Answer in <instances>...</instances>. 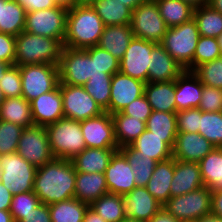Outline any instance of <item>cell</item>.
I'll use <instances>...</instances> for the list:
<instances>
[{"mask_svg": "<svg viewBox=\"0 0 222 222\" xmlns=\"http://www.w3.org/2000/svg\"><path fill=\"white\" fill-rule=\"evenodd\" d=\"M45 129L55 158L72 160L86 148L80 121L63 117Z\"/></svg>", "mask_w": 222, "mask_h": 222, "instance_id": "cell-5", "label": "cell"}, {"mask_svg": "<svg viewBox=\"0 0 222 222\" xmlns=\"http://www.w3.org/2000/svg\"><path fill=\"white\" fill-rule=\"evenodd\" d=\"M15 36L0 32V63L14 65Z\"/></svg>", "mask_w": 222, "mask_h": 222, "instance_id": "cell-51", "label": "cell"}, {"mask_svg": "<svg viewBox=\"0 0 222 222\" xmlns=\"http://www.w3.org/2000/svg\"><path fill=\"white\" fill-rule=\"evenodd\" d=\"M105 177L109 193L123 196L136 187L132 167L120 150H116L112 155Z\"/></svg>", "mask_w": 222, "mask_h": 222, "instance_id": "cell-18", "label": "cell"}, {"mask_svg": "<svg viewBox=\"0 0 222 222\" xmlns=\"http://www.w3.org/2000/svg\"><path fill=\"white\" fill-rule=\"evenodd\" d=\"M130 26L136 38L154 43H161L168 29L157 3L151 0L140 3L132 11Z\"/></svg>", "mask_w": 222, "mask_h": 222, "instance_id": "cell-10", "label": "cell"}, {"mask_svg": "<svg viewBox=\"0 0 222 222\" xmlns=\"http://www.w3.org/2000/svg\"><path fill=\"white\" fill-rule=\"evenodd\" d=\"M123 199L128 222H148L163 206L147 191L146 187H135L131 192L123 195Z\"/></svg>", "mask_w": 222, "mask_h": 222, "instance_id": "cell-17", "label": "cell"}, {"mask_svg": "<svg viewBox=\"0 0 222 222\" xmlns=\"http://www.w3.org/2000/svg\"><path fill=\"white\" fill-rule=\"evenodd\" d=\"M199 166L204 186L211 191L222 190V148H214Z\"/></svg>", "mask_w": 222, "mask_h": 222, "instance_id": "cell-37", "label": "cell"}, {"mask_svg": "<svg viewBox=\"0 0 222 222\" xmlns=\"http://www.w3.org/2000/svg\"><path fill=\"white\" fill-rule=\"evenodd\" d=\"M90 207L107 222H128L122 195L108 192L94 201Z\"/></svg>", "mask_w": 222, "mask_h": 222, "instance_id": "cell-36", "label": "cell"}, {"mask_svg": "<svg viewBox=\"0 0 222 222\" xmlns=\"http://www.w3.org/2000/svg\"><path fill=\"white\" fill-rule=\"evenodd\" d=\"M68 9L56 6L26 13L24 31L64 42Z\"/></svg>", "mask_w": 222, "mask_h": 222, "instance_id": "cell-11", "label": "cell"}, {"mask_svg": "<svg viewBox=\"0 0 222 222\" xmlns=\"http://www.w3.org/2000/svg\"><path fill=\"white\" fill-rule=\"evenodd\" d=\"M214 148V145L199 133L182 132L175 138L172 154L175 160L199 163Z\"/></svg>", "mask_w": 222, "mask_h": 222, "instance_id": "cell-19", "label": "cell"}, {"mask_svg": "<svg viewBox=\"0 0 222 222\" xmlns=\"http://www.w3.org/2000/svg\"><path fill=\"white\" fill-rule=\"evenodd\" d=\"M54 2L57 6L66 8L68 10L71 9L74 5H77L75 0H54Z\"/></svg>", "mask_w": 222, "mask_h": 222, "instance_id": "cell-59", "label": "cell"}, {"mask_svg": "<svg viewBox=\"0 0 222 222\" xmlns=\"http://www.w3.org/2000/svg\"><path fill=\"white\" fill-rule=\"evenodd\" d=\"M185 69L158 43L150 54L148 82L160 83L176 80Z\"/></svg>", "mask_w": 222, "mask_h": 222, "instance_id": "cell-21", "label": "cell"}, {"mask_svg": "<svg viewBox=\"0 0 222 222\" xmlns=\"http://www.w3.org/2000/svg\"><path fill=\"white\" fill-rule=\"evenodd\" d=\"M37 168L17 152L0 156V182L13 195L33 191Z\"/></svg>", "mask_w": 222, "mask_h": 222, "instance_id": "cell-7", "label": "cell"}, {"mask_svg": "<svg viewBox=\"0 0 222 222\" xmlns=\"http://www.w3.org/2000/svg\"><path fill=\"white\" fill-rule=\"evenodd\" d=\"M218 44L220 46L221 52H222V33L217 37Z\"/></svg>", "mask_w": 222, "mask_h": 222, "instance_id": "cell-67", "label": "cell"}, {"mask_svg": "<svg viewBox=\"0 0 222 222\" xmlns=\"http://www.w3.org/2000/svg\"><path fill=\"white\" fill-rule=\"evenodd\" d=\"M63 43L22 31L15 37L14 65L59 64Z\"/></svg>", "mask_w": 222, "mask_h": 222, "instance_id": "cell-4", "label": "cell"}, {"mask_svg": "<svg viewBox=\"0 0 222 222\" xmlns=\"http://www.w3.org/2000/svg\"><path fill=\"white\" fill-rule=\"evenodd\" d=\"M24 127L0 120V156L16 153Z\"/></svg>", "mask_w": 222, "mask_h": 222, "instance_id": "cell-45", "label": "cell"}, {"mask_svg": "<svg viewBox=\"0 0 222 222\" xmlns=\"http://www.w3.org/2000/svg\"><path fill=\"white\" fill-rule=\"evenodd\" d=\"M98 65L99 69L105 70V73L113 75L119 72V60L110 52L105 51L98 46Z\"/></svg>", "mask_w": 222, "mask_h": 222, "instance_id": "cell-52", "label": "cell"}, {"mask_svg": "<svg viewBox=\"0 0 222 222\" xmlns=\"http://www.w3.org/2000/svg\"><path fill=\"white\" fill-rule=\"evenodd\" d=\"M26 11L15 0L0 2V32L18 36L25 28Z\"/></svg>", "mask_w": 222, "mask_h": 222, "instance_id": "cell-32", "label": "cell"}, {"mask_svg": "<svg viewBox=\"0 0 222 222\" xmlns=\"http://www.w3.org/2000/svg\"><path fill=\"white\" fill-rule=\"evenodd\" d=\"M211 213L222 218V190L212 191Z\"/></svg>", "mask_w": 222, "mask_h": 222, "instance_id": "cell-55", "label": "cell"}, {"mask_svg": "<svg viewBox=\"0 0 222 222\" xmlns=\"http://www.w3.org/2000/svg\"><path fill=\"white\" fill-rule=\"evenodd\" d=\"M148 222H181L176 220L171 214L167 213L163 208L154 215Z\"/></svg>", "mask_w": 222, "mask_h": 222, "instance_id": "cell-57", "label": "cell"}, {"mask_svg": "<svg viewBox=\"0 0 222 222\" xmlns=\"http://www.w3.org/2000/svg\"><path fill=\"white\" fill-rule=\"evenodd\" d=\"M26 13L56 7L54 0H15Z\"/></svg>", "mask_w": 222, "mask_h": 222, "instance_id": "cell-54", "label": "cell"}, {"mask_svg": "<svg viewBox=\"0 0 222 222\" xmlns=\"http://www.w3.org/2000/svg\"><path fill=\"white\" fill-rule=\"evenodd\" d=\"M104 27L91 5H74L68 10L63 47L87 49L96 46Z\"/></svg>", "mask_w": 222, "mask_h": 222, "instance_id": "cell-2", "label": "cell"}, {"mask_svg": "<svg viewBox=\"0 0 222 222\" xmlns=\"http://www.w3.org/2000/svg\"><path fill=\"white\" fill-rule=\"evenodd\" d=\"M86 148L119 149L115 139L112 115H101L80 121Z\"/></svg>", "mask_w": 222, "mask_h": 222, "instance_id": "cell-15", "label": "cell"}, {"mask_svg": "<svg viewBox=\"0 0 222 222\" xmlns=\"http://www.w3.org/2000/svg\"><path fill=\"white\" fill-rule=\"evenodd\" d=\"M0 90L5 98L22 97L19 66L9 65L0 76Z\"/></svg>", "mask_w": 222, "mask_h": 222, "instance_id": "cell-47", "label": "cell"}, {"mask_svg": "<svg viewBox=\"0 0 222 222\" xmlns=\"http://www.w3.org/2000/svg\"><path fill=\"white\" fill-rule=\"evenodd\" d=\"M221 55L222 52L217 38L200 36L195 49L193 62L185 70L192 71L196 66L218 59Z\"/></svg>", "mask_w": 222, "mask_h": 222, "instance_id": "cell-43", "label": "cell"}, {"mask_svg": "<svg viewBox=\"0 0 222 222\" xmlns=\"http://www.w3.org/2000/svg\"><path fill=\"white\" fill-rule=\"evenodd\" d=\"M181 222H198V220H188V221H181Z\"/></svg>", "mask_w": 222, "mask_h": 222, "instance_id": "cell-69", "label": "cell"}, {"mask_svg": "<svg viewBox=\"0 0 222 222\" xmlns=\"http://www.w3.org/2000/svg\"><path fill=\"white\" fill-rule=\"evenodd\" d=\"M59 67L60 83L83 86L90 77L109 75L99 69L98 45L87 49L63 47Z\"/></svg>", "mask_w": 222, "mask_h": 222, "instance_id": "cell-3", "label": "cell"}, {"mask_svg": "<svg viewBox=\"0 0 222 222\" xmlns=\"http://www.w3.org/2000/svg\"><path fill=\"white\" fill-rule=\"evenodd\" d=\"M144 95L152 111L176 112L175 80L160 83L147 82Z\"/></svg>", "mask_w": 222, "mask_h": 222, "instance_id": "cell-27", "label": "cell"}, {"mask_svg": "<svg viewBox=\"0 0 222 222\" xmlns=\"http://www.w3.org/2000/svg\"><path fill=\"white\" fill-rule=\"evenodd\" d=\"M192 72L203 85L222 90V59L218 58L211 62L196 66Z\"/></svg>", "mask_w": 222, "mask_h": 222, "instance_id": "cell-44", "label": "cell"}, {"mask_svg": "<svg viewBox=\"0 0 222 222\" xmlns=\"http://www.w3.org/2000/svg\"><path fill=\"white\" fill-rule=\"evenodd\" d=\"M212 191L203 186L198 190L170 197L162 208L178 221L198 220L211 213Z\"/></svg>", "mask_w": 222, "mask_h": 222, "instance_id": "cell-9", "label": "cell"}, {"mask_svg": "<svg viewBox=\"0 0 222 222\" xmlns=\"http://www.w3.org/2000/svg\"><path fill=\"white\" fill-rule=\"evenodd\" d=\"M208 5L216 10L219 11L220 13H222V0H209L208 1Z\"/></svg>", "mask_w": 222, "mask_h": 222, "instance_id": "cell-64", "label": "cell"}, {"mask_svg": "<svg viewBox=\"0 0 222 222\" xmlns=\"http://www.w3.org/2000/svg\"><path fill=\"white\" fill-rule=\"evenodd\" d=\"M121 113L131 116L132 118L147 122L149 116L152 113V108L145 95H142L138 99L133 100L125 108H123Z\"/></svg>", "mask_w": 222, "mask_h": 222, "instance_id": "cell-50", "label": "cell"}, {"mask_svg": "<svg viewBox=\"0 0 222 222\" xmlns=\"http://www.w3.org/2000/svg\"><path fill=\"white\" fill-rule=\"evenodd\" d=\"M5 100V97L3 95V92L0 90V105Z\"/></svg>", "mask_w": 222, "mask_h": 222, "instance_id": "cell-68", "label": "cell"}, {"mask_svg": "<svg viewBox=\"0 0 222 222\" xmlns=\"http://www.w3.org/2000/svg\"><path fill=\"white\" fill-rule=\"evenodd\" d=\"M16 152L36 168L55 158L51 152L45 126L39 125L23 129Z\"/></svg>", "mask_w": 222, "mask_h": 222, "instance_id": "cell-12", "label": "cell"}, {"mask_svg": "<svg viewBox=\"0 0 222 222\" xmlns=\"http://www.w3.org/2000/svg\"><path fill=\"white\" fill-rule=\"evenodd\" d=\"M8 64H1L0 63V76L3 74V72L5 71V69L8 67Z\"/></svg>", "mask_w": 222, "mask_h": 222, "instance_id": "cell-66", "label": "cell"}, {"mask_svg": "<svg viewBox=\"0 0 222 222\" xmlns=\"http://www.w3.org/2000/svg\"><path fill=\"white\" fill-rule=\"evenodd\" d=\"M77 5H91L95 0H75Z\"/></svg>", "mask_w": 222, "mask_h": 222, "instance_id": "cell-65", "label": "cell"}, {"mask_svg": "<svg viewBox=\"0 0 222 222\" xmlns=\"http://www.w3.org/2000/svg\"><path fill=\"white\" fill-rule=\"evenodd\" d=\"M0 120L22 127L33 126L30 102L23 97L5 98L0 105Z\"/></svg>", "mask_w": 222, "mask_h": 222, "instance_id": "cell-31", "label": "cell"}, {"mask_svg": "<svg viewBox=\"0 0 222 222\" xmlns=\"http://www.w3.org/2000/svg\"><path fill=\"white\" fill-rule=\"evenodd\" d=\"M193 19L196 21L200 36L217 38L222 33V13L209 5L194 9Z\"/></svg>", "mask_w": 222, "mask_h": 222, "instance_id": "cell-40", "label": "cell"}, {"mask_svg": "<svg viewBox=\"0 0 222 222\" xmlns=\"http://www.w3.org/2000/svg\"><path fill=\"white\" fill-rule=\"evenodd\" d=\"M119 149L85 148L71 161L76 172L105 173L114 152Z\"/></svg>", "mask_w": 222, "mask_h": 222, "instance_id": "cell-28", "label": "cell"}, {"mask_svg": "<svg viewBox=\"0 0 222 222\" xmlns=\"http://www.w3.org/2000/svg\"><path fill=\"white\" fill-rule=\"evenodd\" d=\"M108 192L105 173L76 172L74 198L91 205Z\"/></svg>", "mask_w": 222, "mask_h": 222, "instance_id": "cell-24", "label": "cell"}, {"mask_svg": "<svg viewBox=\"0 0 222 222\" xmlns=\"http://www.w3.org/2000/svg\"><path fill=\"white\" fill-rule=\"evenodd\" d=\"M111 79L112 75H103L90 77L86 84L83 85L85 91L96 101L104 112L109 113V101L111 98Z\"/></svg>", "mask_w": 222, "mask_h": 222, "instance_id": "cell-42", "label": "cell"}, {"mask_svg": "<svg viewBox=\"0 0 222 222\" xmlns=\"http://www.w3.org/2000/svg\"><path fill=\"white\" fill-rule=\"evenodd\" d=\"M0 222H14L9 210H0Z\"/></svg>", "mask_w": 222, "mask_h": 222, "instance_id": "cell-63", "label": "cell"}, {"mask_svg": "<svg viewBox=\"0 0 222 222\" xmlns=\"http://www.w3.org/2000/svg\"><path fill=\"white\" fill-rule=\"evenodd\" d=\"M198 108L205 112L222 111V90L203 85L201 101Z\"/></svg>", "mask_w": 222, "mask_h": 222, "instance_id": "cell-49", "label": "cell"}, {"mask_svg": "<svg viewBox=\"0 0 222 222\" xmlns=\"http://www.w3.org/2000/svg\"><path fill=\"white\" fill-rule=\"evenodd\" d=\"M13 194L0 182V210H9Z\"/></svg>", "mask_w": 222, "mask_h": 222, "instance_id": "cell-56", "label": "cell"}, {"mask_svg": "<svg viewBox=\"0 0 222 222\" xmlns=\"http://www.w3.org/2000/svg\"><path fill=\"white\" fill-rule=\"evenodd\" d=\"M154 161H163L173 157L172 149L165 143V137L154 135L147 129L131 145Z\"/></svg>", "mask_w": 222, "mask_h": 222, "instance_id": "cell-33", "label": "cell"}, {"mask_svg": "<svg viewBox=\"0 0 222 222\" xmlns=\"http://www.w3.org/2000/svg\"><path fill=\"white\" fill-rule=\"evenodd\" d=\"M199 37L196 21L192 18L179 26L168 28L160 44L186 69L193 62Z\"/></svg>", "mask_w": 222, "mask_h": 222, "instance_id": "cell-6", "label": "cell"}, {"mask_svg": "<svg viewBox=\"0 0 222 222\" xmlns=\"http://www.w3.org/2000/svg\"><path fill=\"white\" fill-rule=\"evenodd\" d=\"M76 171L71 160L54 158L37 168L33 191L43 204L74 198Z\"/></svg>", "mask_w": 222, "mask_h": 222, "instance_id": "cell-1", "label": "cell"}, {"mask_svg": "<svg viewBox=\"0 0 222 222\" xmlns=\"http://www.w3.org/2000/svg\"><path fill=\"white\" fill-rule=\"evenodd\" d=\"M34 125L47 126L64 117L59 86L30 101Z\"/></svg>", "mask_w": 222, "mask_h": 222, "instance_id": "cell-20", "label": "cell"}, {"mask_svg": "<svg viewBox=\"0 0 222 222\" xmlns=\"http://www.w3.org/2000/svg\"><path fill=\"white\" fill-rule=\"evenodd\" d=\"M183 2H186L194 9L199 8L204 5H208L209 0H182Z\"/></svg>", "mask_w": 222, "mask_h": 222, "instance_id": "cell-62", "label": "cell"}, {"mask_svg": "<svg viewBox=\"0 0 222 222\" xmlns=\"http://www.w3.org/2000/svg\"><path fill=\"white\" fill-rule=\"evenodd\" d=\"M52 222H83L90 206L76 198L48 205Z\"/></svg>", "mask_w": 222, "mask_h": 222, "instance_id": "cell-39", "label": "cell"}, {"mask_svg": "<svg viewBox=\"0 0 222 222\" xmlns=\"http://www.w3.org/2000/svg\"><path fill=\"white\" fill-rule=\"evenodd\" d=\"M145 82L117 72L111 79L109 113L121 112L133 100L144 95Z\"/></svg>", "mask_w": 222, "mask_h": 222, "instance_id": "cell-16", "label": "cell"}, {"mask_svg": "<svg viewBox=\"0 0 222 222\" xmlns=\"http://www.w3.org/2000/svg\"><path fill=\"white\" fill-rule=\"evenodd\" d=\"M204 186L199 163L174 159V175L171 182V197L183 195Z\"/></svg>", "mask_w": 222, "mask_h": 222, "instance_id": "cell-22", "label": "cell"}, {"mask_svg": "<svg viewBox=\"0 0 222 222\" xmlns=\"http://www.w3.org/2000/svg\"><path fill=\"white\" fill-rule=\"evenodd\" d=\"M40 203L34 191L13 195L9 211L12 214L14 222L22 220L24 215L32 212Z\"/></svg>", "mask_w": 222, "mask_h": 222, "instance_id": "cell-46", "label": "cell"}, {"mask_svg": "<svg viewBox=\"0 0 222 222\" xmlns=\"http://www.w3.org/2000/svg\"><path fill=\"white\" fill-rule=\"evenodd\" d=\"M198 133L211 142L215 148H222V111H201Z\"/></svg>", "mask_w": 222, "mask_h": 222, "instance_id": "cell-41", "label": "cell"}, {"mask_svg": "<svg viewBox=\"0 0 222 222\" xmlns=\"http://www.w3.org/2000/svg\"><path fill=\"white\" fill-rule=\"evenodd\" d=\"M198 222H222V218L210 213L199 218Z\"/></svg>", "mask_w": 222, "mask_h": 222, "instance_id": "cell-60", "label": "cell"}, {"mask_svg": "<svg viewBox=\"0 0 222 222\" xmlns=\"http://www.w3.org/2000/svg\"><path fill=\"white\" fill-rule=\"evenodd\" d=\"M134 37L130 25L105 26L97 45L120 61Z\"/></svg>", "mask_w": 222, "mask_h": 222, "instance_id": "cell-26", "label": "cell"}, {"mask_svg": "<svg viewBox=\"0 0 222 222\" xmlns=\"http://www.w3.org/2000/svg\"><path fill=\"white\" fill-rule=\"evenodd\" d=\"M83 222H107L103 220L90 206L88 207Z\"/></svg>", "mask_w": 222, "mask_h": 222, "instance_id": "cell-58", "label": "cell"}, {"mask_svg": "<svg viewBox=\"0 0 222 222\" xmlns=\"http://www.w3.org/2000/svg\"><path fill=\"white\" fill-rule=\"evenodd\" d=\"M174 175V158L159 161L148 181L147 191L162 205L171 197V182Z\"/></svg>", "mask_w": 222, "mask_h": 222, "instance_id": "cell-25", "label": "cell"}, {"mask_svg": "<svg viewBox=\"0 0 222 222\" xmlns=\"http://www.w3.org/2000/svg\"><path fill=\"white\" fill-rule=\"evenodd\" d=\"M115 139L119 148L132 143L146 130V122L132 118L121 112L112 114Z\"/></svg>", "mask_w": 222, "mask_h": 222, "instance_id": "cell-29", "label": "cell"}, {"mask_svg": "<svg viewBox=\"0 0 222 222\" xmlns=\"http://www.w3.org/2000/svg\"><path fill=\"white\" fill-rule=\"evenodd\" d=\"M157 44L134 37L119 61V72L147 83L150 54Z\"/></svg>", "mask_w": 222, "mask_h": 222, "instance_id": "cell-14", "label": "cell"}, {"mask_svg": "<svg viewBox=\"0 0 222 222\" xmlns=\"http://www.w3.org/2000/svg\"><path fill=\"white\" fill-rule=\"evenodd\" d=\"M203 84L189 70H184L175 80L176 112L198 108L201 101Z\"/></svg>", "mask_w": 222, "mask_h": 222, "instance_id": "cell-23", "label": "cell"}, {"mask_svg": "<svg viewBox=\"0 0 222 222\" xmlns=\"http://www.w3.org/2000/svg\"><path fill=\"white\" fill-rule=\"evenodd\" d=\"M125 6L129 7L132 11L142 2L147 0H118Z\"/></svg>", "mask_w": 222, "mask_h": 222, "instance_id": "cell-61", "label": "cell"}, {"mask_svg": "<svg viewBox=\"0 0 222 222\" xmlns=\"http://www.w3.org/2000/svg\"><path fill=\"white\" fill-rule=\"evenodd\" d=\"M22 97L28 102L55 90L60 83L58 64H32L19 66Z\"/></svg>", "mask_w": 222, "mask_h": 222, "instance_id": "cell-8", "label": "cell"}, {"mask_svg": "<svg viewBox=\"0 0 222 222\" xmlns=\"http://www.w3.org/2000/svg\"><path fill=\"white\" fill-rule=\"evenodd\" d=\"M201 119L199 108H190L176 112L177 132L198 133Z\"/></svg>", "mask_w": 222, "mask_h": 222, "instance_id": "cell-48", "label": "cell"}, {"mask_svg": "<svg viewBox=\"0 0 222 222\" xmlns=\"http://www.w3.org/2000/svg\"><path fill=\"white\" fill-rule=\"evenodd\" d=\"M147 130L159 137L172 149L177 132L176 112L152 111L146 122Z\"/></svg>", "mask_w": 222, "mask_h": 222, "instance_id": "cell-34", "label": "cell"}, {"mask_svg": "<svg viewBox=\"0 0 222 222\" xmlns=\"http://www.w3.org/2000/svg\"><path fill=\"white\" fill-rule=\"evenodd\" d=\"M64 117L82 121L97 117L104 111L83 86L60 83Z\"/></svg>", "mask_w": 222, "mask_h": 222, "instance_id": "cell-13", "label": "cell"}, {"mask_svg": "<svg viewBox=\"0 0 222 222\" xmlns=\"http://www.w3.org/2000/svg\"><path fill=\"white\" fill-rule=\"evenodd\" d=\"M119 150L125 155L132 167L136 187H146L158 162L142 155L131 145L119 148Z\"/></svg>", "mask_w": 222, "mask_h": 222, "instance_id": "cell-35", "label": "cell"}, {"mask_svg": "<svg viewBox=\"0 0 222 222\" xmlns=\"http://www.w3.org/2000/svg\"><path fill=\"white\" fill-rule=\"evenodd\" d=\"M91 6L105 26L130 25L132 10L118 0H95Z\"/></svg>", "mask_w": 222, "mask_h": 222, "instance_id": "cell-30", "label": "cell"}, {"mask_svg": "<svg viewBox=\"0 0 222 222\" xmlns=\"http://www.w3.org/2000/svg\"><path fill=\"white\" fill-rule=\"evenodd\" d=\"M156 3L168 28L179 26L193 18L194 8L182 0H157Z\"/></svg>", "mask_w": 222, "mask_h": 222, "instance_id": "cell-38", "label": "cell"}, {"mask_svg": "<svg viewBox=\"0 0 222 222\" xmlns=\"http://www.w3.org/2000/svg\"><path fill=\"white\" fill-rule=\"evenodd\" d=\"M19 222H52L49 206L40 203L32 212L24 215L23 219Z\"/></svg>", "mask_w": 222, "mask_h": 222, "instance_id": "cell-53", "label": "cell"}]
</instances>
